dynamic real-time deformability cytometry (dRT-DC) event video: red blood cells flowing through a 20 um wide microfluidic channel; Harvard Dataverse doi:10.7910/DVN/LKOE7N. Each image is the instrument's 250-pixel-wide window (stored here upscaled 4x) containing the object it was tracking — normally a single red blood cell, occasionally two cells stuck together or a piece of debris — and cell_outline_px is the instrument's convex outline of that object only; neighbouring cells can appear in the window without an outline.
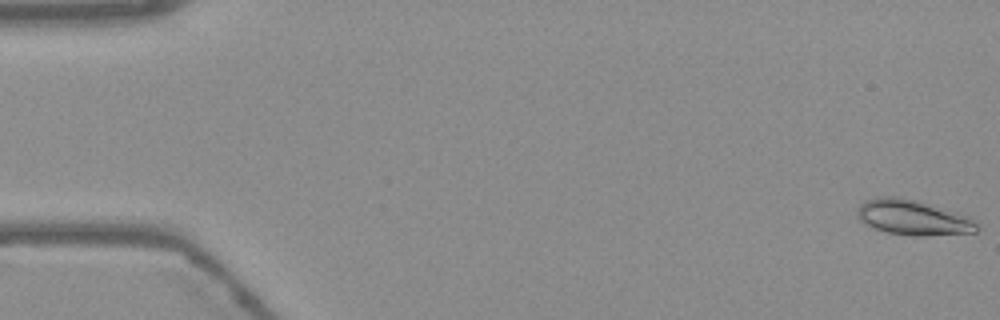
{"species": "Egyptian fruit bat (a non-hibernating species)", "species_latin": "Rousettus aegyptiacus", "temperature_condition": "warm", "stored_images_in_passage": 54, "camera_frame_rate_fps": 3000, "um_per_image_px": 0.085, "frame": {"image": 1, "passage_image": 1, "time_ms": 0.0, "image_size_px": [1000, 320], "cell_outline_px": [[980, 228], [976, 232], [928, 236], [912, 236], [888, 232], [872, 228], [860, 220], [856, 212], [860, 204], [864, 200], [880, 196], [896, 196], [920, 200], [972, 216], [980, 224]], "centroid_in_image_um": [77.68, 18.48], "position_along_channel_um": 7.3, "area_um2": 25.32}}
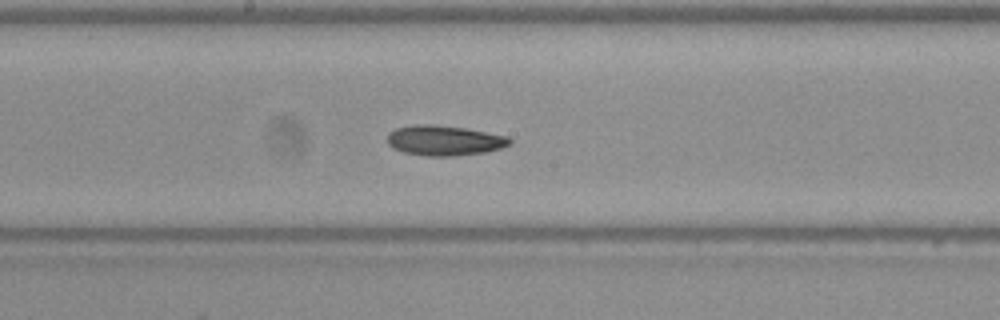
{"frame": {"image": 2, "passage_image": 29, "time_ms": 9.333, "image_size_px": [1000, 320], "cell_outline_px": [[512, 144], [488, 152], [456, 156], [428, 156], [404, 152], [392, 148], [388, 144], [388, 132], [396, 128], [416, 124], [432, 124], [464, 128], [508, 136], [512, 140]], "centroid_in_image_um": [37.78, 11.94], "position_along_channel_um": 210.4, "area_um2": 21.62}}
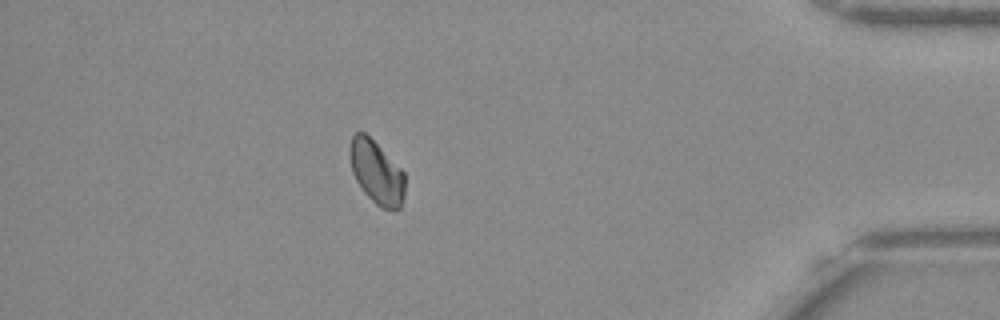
{"frame": {"image": 3, "passage_image": 48, "time_ms": 15.667, "image_size_px": [1000, 320], "cell_outline_px": [[404, 200], [400, 208], [396, 212], [380, 208], [364, 192], [356, 180], [352, 172], [348, 152], [348, 148], [352, 136], [356, 132], [364, 132], [404, 172]], "centroid_in_image_um": [31.99, 14.69], "position_along_channel_um": 403.2, "area_um2": 20.35}, "authors_computed_cell_mechanics": {"area_um2": 21.5016, "velocity_mm_per_s": 3.7648, "shape_relaxation_time_tau1_ms": 4.7315, "shape_relaxation_time_tau2_ms": null, "deformation_change_tau1": 0.086, "deformation_change_tau2": null}}